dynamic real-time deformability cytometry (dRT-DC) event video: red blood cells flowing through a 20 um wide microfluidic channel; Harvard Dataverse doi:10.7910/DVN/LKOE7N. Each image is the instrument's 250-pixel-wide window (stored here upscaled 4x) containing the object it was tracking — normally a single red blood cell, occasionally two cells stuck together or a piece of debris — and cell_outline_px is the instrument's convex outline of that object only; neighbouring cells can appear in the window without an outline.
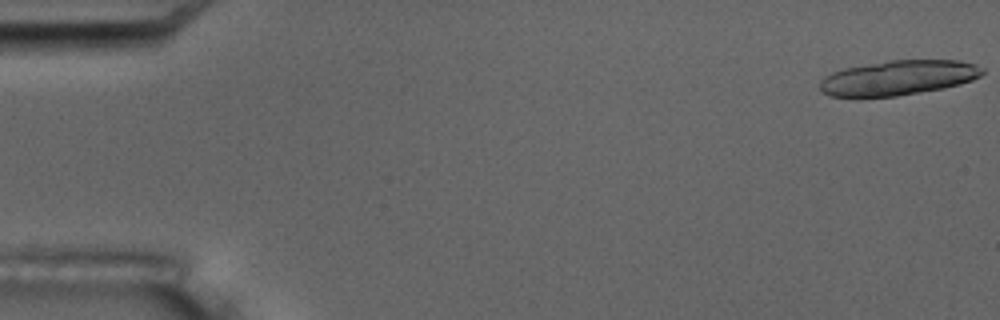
{"species": "common noctule bat (a hibernating species)", "species_latin": "Nyctalus noctula", "temperature_condition": "room temperature", "stored_images_in_passage": 5, "camera_frame_rate_fps": 3000, "um_per_image_px": 0.085, "animal": {"sex": "male", "body_mass_g": 17.5, "forearm_length_mm": 52.3}, "frame": {"image": 1, "passage_image": 1, "time_ms": 0.0, "image_size_px": [1000, 320], "cell_outline_px": [[984, 72], [980, 76], [972, 80], [960, 84], [944, 88], [896, 96], [828, 96], [820, 92], [820, 80], [832, 72], [844, 68], [888, 60], [960, 60], [976, 64], [984, 68]], "centroid_in_image_um": [76.37, 6.6], "position_along_channel_um": 8.6, "area_um2": 33.0}}